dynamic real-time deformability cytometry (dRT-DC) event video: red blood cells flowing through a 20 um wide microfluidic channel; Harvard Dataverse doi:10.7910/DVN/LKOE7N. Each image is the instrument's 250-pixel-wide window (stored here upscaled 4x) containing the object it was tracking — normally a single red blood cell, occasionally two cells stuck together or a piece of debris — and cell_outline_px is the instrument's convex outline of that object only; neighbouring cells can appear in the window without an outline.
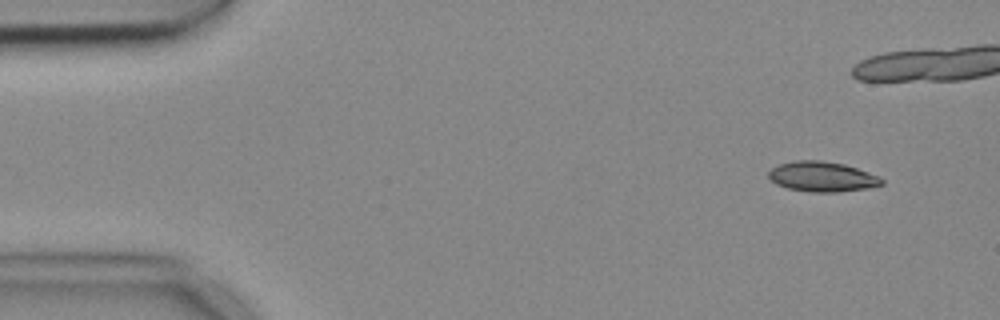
{"species": "common noctule bat (a hibernating species)", "species_latin": "Nyctalus noctula", "temperature_condition": "cold", "stored_images_in_passage": 7, "camera_frame_rate_fps": 3000, "um_per_image_px": 0.085, "animal": {"sex": "female", "body_mass_g": 18.4}, "frame": {"image": 1, "passage_image": 1, "time_ms": 0.0, "image_size_px": [1000, 320], "cell_outline_px": [[884, 184], [868, 188], [836, 192], [812, 192], [788, 188], [776, 184], [768, 176], [768, 172], [772, 168], [780, 164], [796, 160], [820, 160], [844, 164], [880, 176], [884, 180]], "centroid_in_image_um": [69.91, 15.01], "position_along_channel_um": 15.1, "area_um2": 19.77}}
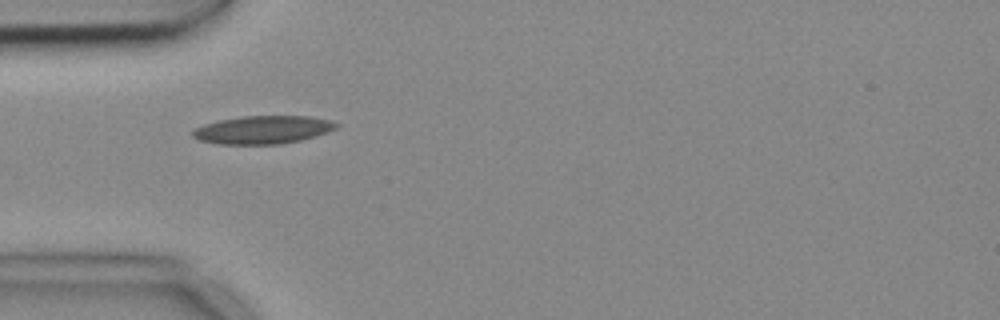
{"frame": {"image": 2, "passage_image": 6, "time_ms": 1.667, "image_size_px": [1000, 320], "cell_outline_px": [[340, 124], [336, 128], [328, 132], [316, 136], [300, 140], [280, 144], [216, 144], [200, 140], [192, 136], [192, 132], [196, 128], [204, 124], [220, 120], [244, 116], [308, 116], [332, 120]], "centroid_in_image_um": [22.37, 11.03], "position_along_channel_um": 62.6, "area_um2": 23.47}}